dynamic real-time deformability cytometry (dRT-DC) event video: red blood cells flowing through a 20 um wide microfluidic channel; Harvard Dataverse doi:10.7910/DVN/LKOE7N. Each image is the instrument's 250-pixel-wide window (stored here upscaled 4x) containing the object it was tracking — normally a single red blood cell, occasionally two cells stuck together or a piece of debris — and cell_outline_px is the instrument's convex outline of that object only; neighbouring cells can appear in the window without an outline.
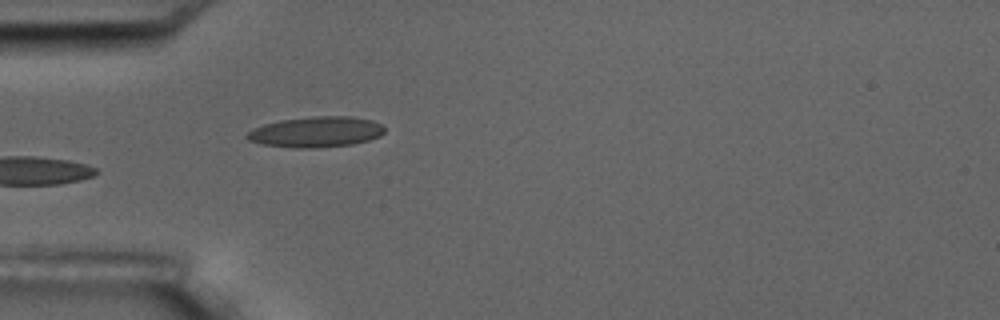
{"species": "common noctule bat (a hibernating species)", "species_latin": "Nyctalus noctula", "temperature_condition": "room temperature", "stored_images_in_passage": 5, "camera_frame_rate_fps": 3000, "um_per_image_px": 0.085, "animal": {"sex": "male", "body_mass_g": 17.5, "forearm_length_mm": 52.3}, "frame": {"image": 1, "passage_image": 5, "time_ms": 5.0, "image_size_px": [1000, 320], "cell_outline_px": [[384, 132], [380, 136], [368, 140], [352, 144], [316, 148], [296, 148], [260, 144], [248, 140], [244, 136], [252, 128], [264, 124], [284, 120], [312, 116], [352, 116], [372, 120], [380, 124], [384, 128]], "centroid_in_image_um": [26.85, 11.21], "position_along_channel_um": 58.2, "area_um2": 24.57}}